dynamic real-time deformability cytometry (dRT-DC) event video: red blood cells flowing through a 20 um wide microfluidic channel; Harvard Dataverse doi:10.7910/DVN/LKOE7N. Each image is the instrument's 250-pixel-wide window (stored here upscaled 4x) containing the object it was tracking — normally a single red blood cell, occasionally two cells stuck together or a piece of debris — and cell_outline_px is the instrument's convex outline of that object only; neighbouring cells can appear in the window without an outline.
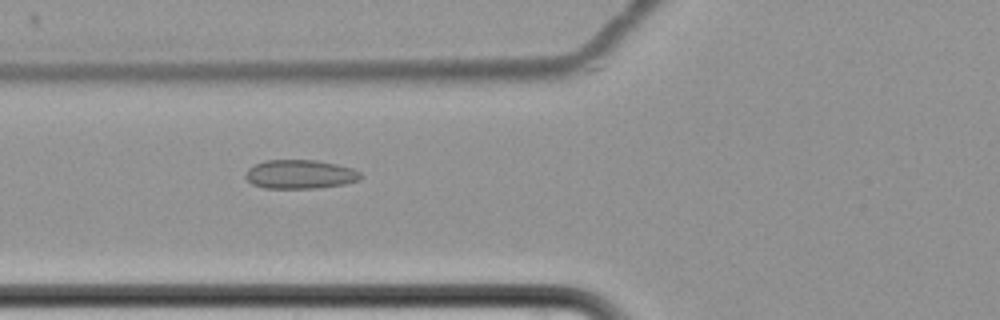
{"species": "common noctule bat (a hibernating species)", "species_latin": "Nyctalus noctula", "temperature_condition": "cold", "stored_images_in_passage": 8, "camera_frame_rate_fps": 3000, "um_per_image_px": 0.085, "animal": {"sex": "female", "body_mass_g": 22.7, "forearm_length_mm": 54.2}, "frame": {"image": 1, "passage_image": 8, "time_ms": 8.333, "image_size_px": [1000, 320], "cell_outline_px": [[364, 176], [360, 180], [344, 184], [320, 188], [264, 188], [252, 184], [244, 176], [248, 168], [264, 160], [316, 160], [336, 164], [352, 168], [360, 172]], "centroid_in_image_um": [25.52, 14.82], "position_along_channel_um": 100.3, "area_um2": 19.54}}